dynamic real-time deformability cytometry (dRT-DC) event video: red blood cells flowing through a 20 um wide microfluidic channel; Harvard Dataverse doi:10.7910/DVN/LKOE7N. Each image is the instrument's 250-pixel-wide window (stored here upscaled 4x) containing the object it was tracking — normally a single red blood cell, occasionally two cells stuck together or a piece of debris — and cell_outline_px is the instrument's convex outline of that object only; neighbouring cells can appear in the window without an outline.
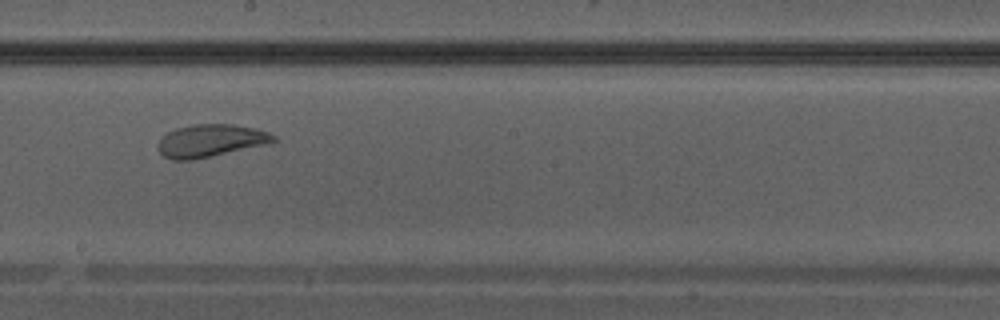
{"species": "Egyptian fruit bat (a non-hibernating species)", "species_latin": "Rousettus aegyptiacus", "temperature_condition": "warm", "stored_images_in_passage": 30, "camera_frame_rate_fps": 3000, "um_per_image_px": 0.085, "animal": {"sex": "male"}, "frame": {"image": 1, "passage_image": 13, "time_ms": 4.0, "image_size_px": [1000, 320], "cell_outline_px": [[276, 140], [272, 144], [192, 160], [172, 160], [164, 156], [156, 148], [156, 144], [160, 136], [176, 128], [196, 124], [232, 124], [256, 128], [268, 132], [276, 136]], "centroid_in_image_um": [17.91, 11.96], "position_along_channel_um": 230.3, "area_um2": 22.37}}
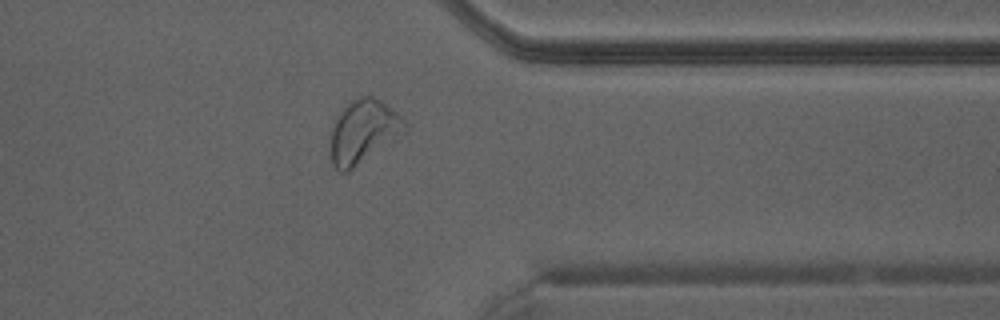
{"frame": {"image": 2, "passage_image": 22, "time_ms": 7.0, "image_size_px": [1000, 320], "cell_outline_px": [[408, 128], [404, 132], [348, 172], [340, 172], [332, 164], [328, 152], [328, 144], [332, 124], [340, 112], [352, 100], [360, 96], [372, 96], [380, 100], [396, 112], [408, 124]], "centroid_in_image_um": [30.81, 11.2], "position_along_channel_um": 380.6, "area_um2": 27.46}}